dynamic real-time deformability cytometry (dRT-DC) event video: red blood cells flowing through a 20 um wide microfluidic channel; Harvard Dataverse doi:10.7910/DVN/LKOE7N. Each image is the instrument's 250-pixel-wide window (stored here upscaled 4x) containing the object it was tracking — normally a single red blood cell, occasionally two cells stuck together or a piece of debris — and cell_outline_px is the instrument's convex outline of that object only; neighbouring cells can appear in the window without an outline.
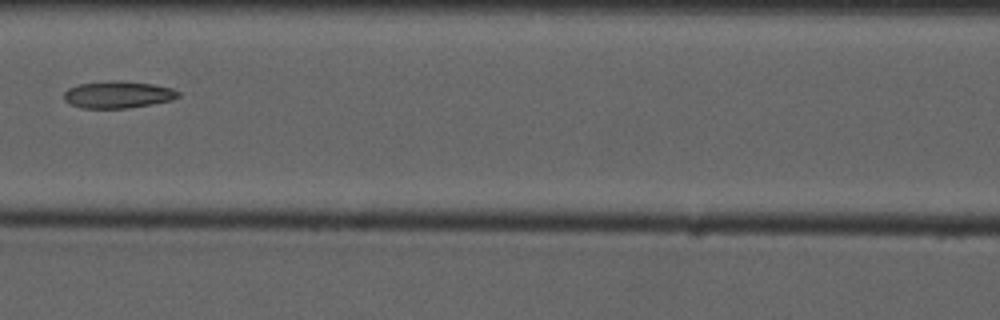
{"species": "common noctule bat (a hibernating species)", "species_latin": "Nyctalus noctula", "temperature_condition": "cold", "stored_images_in_passage": 9, "camera_frame_rate_fps": 3000, "um_per_image_px": 0.085, "animal": {"sex": "male", "forearm_length_mm": 52.5}, "frame": {"image": 1, "passage_image": 6, "time_ms": 7.333, "image_size_px": [1000, 320], "cell_outline_px": [[180, 96], [172, 100], [152, 104], [128, 108], [80, 108], [68, 104], [64, 100], [64, 92], [68, 88], [80, 84], [116, 80], [152, 84], [172, 88], [180, 92]], "centroid_in_image_um": [10.01, 8.05], "position_along_channel_um": 156.6, "area_um2": 18.03}}
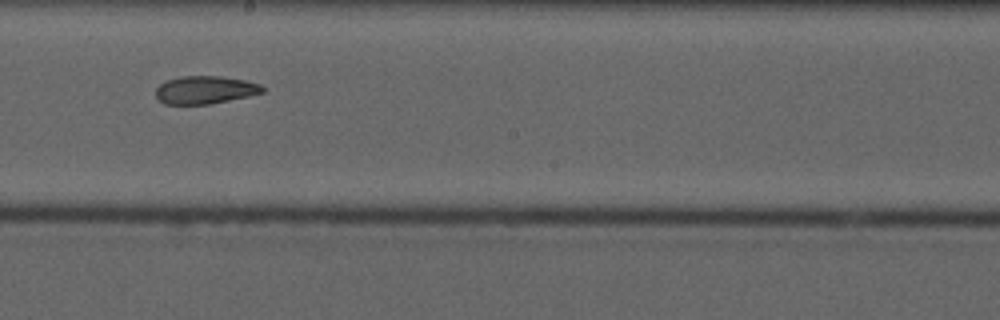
{"frame": {"image": 2, "passage_image": 8, "time_ms": 9.333, "image_size_px": [1000, 320], "cell_outline_px": [[264, 92], [248, 96], [208, 104], [164, 104], [156, 96], [156, 88], [160, 84], [168, 80], [180, 76], [220, 76], [244, 80], [260, 84], [264, 88]], "centroid_in_image_um": [17.42, 7.64], "position_along_channel_um": 230.8, "area_um2": 17.17}}
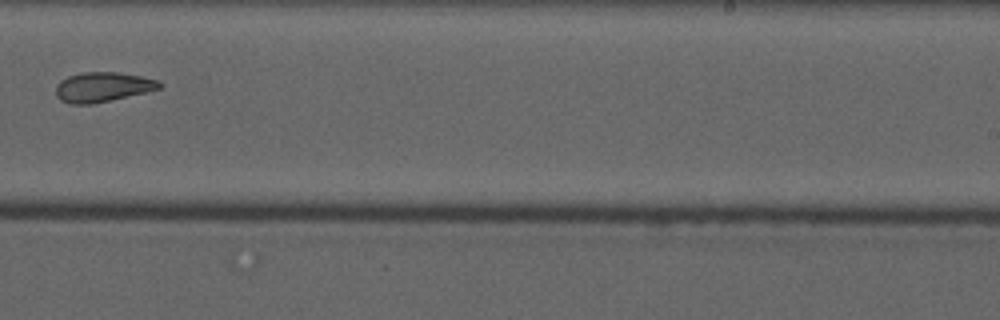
{"frame": {"image": 3, "passage_image": 9, "time_ms": 10.667, "image_size_px": [1000, 320], "cell_outline_px": [[164, 84], [160, 88], [144, 92], [92, 104], [72, 104], [60, 100], [56, 96], [56, 84], [60, 80], [68, 76], [84, 72], [116, 72], [140, 76], [156, 80]], "centroid_in_image_um": [8.68, 7.39], "position_along_channel_um": 280.3, "area_um2": 17.74}}